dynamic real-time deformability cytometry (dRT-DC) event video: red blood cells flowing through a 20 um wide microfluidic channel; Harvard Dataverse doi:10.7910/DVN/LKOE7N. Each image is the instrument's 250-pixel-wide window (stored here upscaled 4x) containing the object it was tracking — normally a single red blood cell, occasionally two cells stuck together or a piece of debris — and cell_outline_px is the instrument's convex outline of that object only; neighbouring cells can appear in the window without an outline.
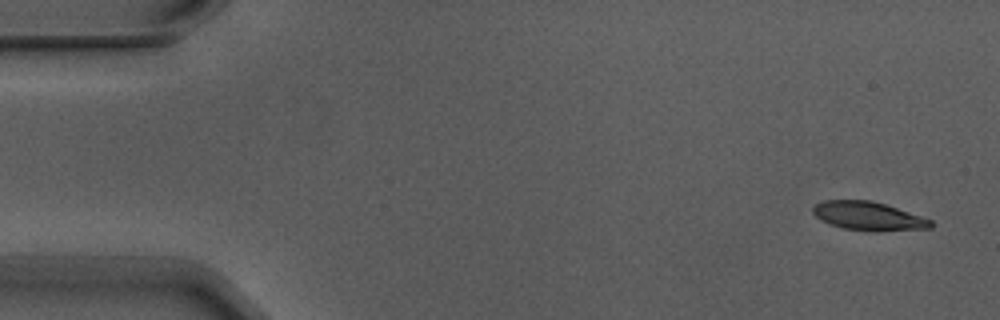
{"species": "Egyptian fruit bat (a non-hibernating species)", "species_latin": "Rousettus aegyptiacus", "temperature_condition": "warm", "stored_images_in_passage": 4, "segment_of_instrument_passage": [2, 2], "camera_frame_rate_fps": 3000, "um_per_image_px": 0.085, "animal": {"sex": "male"}, "frame": {"image": 1, "passage_image": 4, "time_ms": 1.0, "image_size_px": [1000, 320], "cell_outline_px": [[932, 228], [876, 232], [844, 228], [828, 224], [820, 220], [812, 212], [812, 208], [816, 204], [824, 200], [872, 200], [932, 220]], "centroid_in_image_um": [73.79, 18.37], "position_along_channel_um": 11.2, "area_um2": 19.65}}